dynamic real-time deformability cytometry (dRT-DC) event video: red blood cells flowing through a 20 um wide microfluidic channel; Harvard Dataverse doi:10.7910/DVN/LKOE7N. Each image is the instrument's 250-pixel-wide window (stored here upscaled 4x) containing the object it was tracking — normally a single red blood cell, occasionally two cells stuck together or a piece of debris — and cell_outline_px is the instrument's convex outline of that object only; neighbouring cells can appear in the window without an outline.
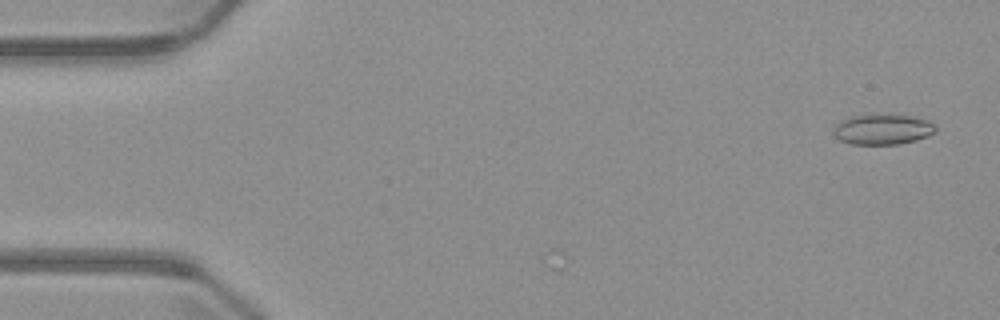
{"species": "common noctule bat (a hibernating species)", "species_latin": "Nyctalus noctula", "temperature_condition": "warm", "stored_images_in_passage": 4, "camera_frame_rate_fps": 3000, "um_per_image_px": 0.085, "animal": {"sex": "male", "body_mass_g": 23.1, "forearm_length_mm": 52.7}, "frame": {"image": 1, "passage_image": 1, "time_ms": 0.0, "image_size_px": [1000, 320], "cell_outline_px": [[936, 132], [928, 136], [916, 140], [900, 144], [852, 144], [840, 140], [832, 132], [836, 124], [840, 120], [848, 116], [912, 116], [936, 124]], "centroid_in_image_um": [75.02, 11.02], "position_along_channel_um": 10.0, "area_um2": 17.74}}